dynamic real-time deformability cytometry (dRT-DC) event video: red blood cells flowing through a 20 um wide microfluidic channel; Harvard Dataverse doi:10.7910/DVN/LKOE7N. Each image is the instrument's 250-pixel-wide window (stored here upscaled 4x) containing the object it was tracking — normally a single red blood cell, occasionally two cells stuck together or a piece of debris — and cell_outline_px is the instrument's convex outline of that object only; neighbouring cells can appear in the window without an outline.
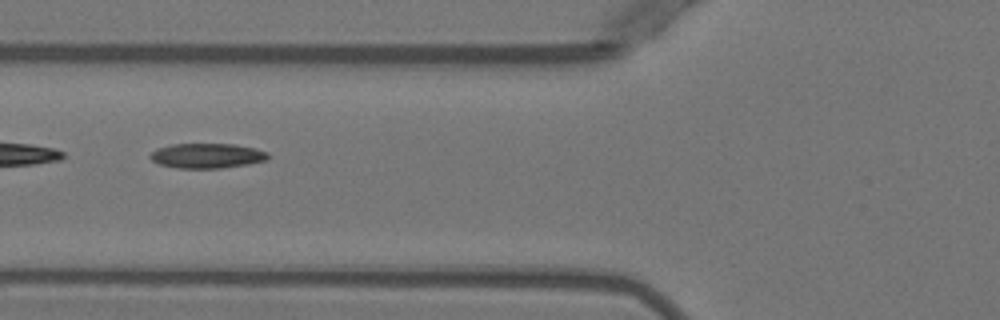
{"species": "Egyptian fruit bat (a non-hibernating species)", "species_latin": "Rousettus aegyptiacus", "temperature_condition": "warm", "stored_images_in_passage": 6, "camera_frame_rate_fps": 3000, "um_per_image_px": 0.085, "animal": {"sex": "female"}, "frame": {"image": 1, "passage_image": 6, "time_ms": 6.0, "image_size_px": [1000, 320], "cell_outline_px": [[268, 160], [248, 164], [220, 168], [176, 168], [160, 164], [152, 160], [148, 156], [156, 148], [172, 144], [236, 144], [256, 148], [268, 152]], "centroid_in_image_um": [17.6, 13.23], "position_along_channel_um": 108.2, "area_um2": 17.17}}